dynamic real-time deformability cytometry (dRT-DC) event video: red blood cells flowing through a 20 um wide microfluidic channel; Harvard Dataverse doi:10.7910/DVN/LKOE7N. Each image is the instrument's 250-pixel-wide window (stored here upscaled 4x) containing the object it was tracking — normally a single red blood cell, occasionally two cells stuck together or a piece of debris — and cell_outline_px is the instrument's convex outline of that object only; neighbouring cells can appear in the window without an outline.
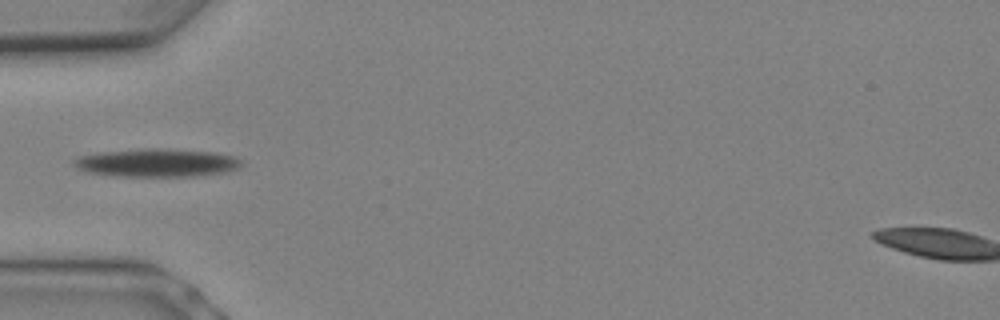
{"species": "Egyptian fruit bat (a non-hibernating species)", "species_latin": "Rousettus aegyptiacus", "temperature_condition": "warm", "stored_images_in_passage": 3, "camera_frame_rate_fps": 3000, "um_per_image_px": 0.085, "animal": {"sex": "female"}, "frame": {"image": 1, "passage_image": 1, "time_ms": 0.0, "image_size_px": [1000, 320], "cell_outline_px": [[244, 164], [240, 168], [228, 172], [200, 176], [112, 176], [84, 172], [76, 168], [72, 164], [72, 160], [80, 156], [104, 152], [144, 148], [156, 148], [212, 152], [236, 156]], "centroid_in_image_um": [13.35, 13.85], "position_along_channel_um": 71.6, "area_um2": 27.8}}